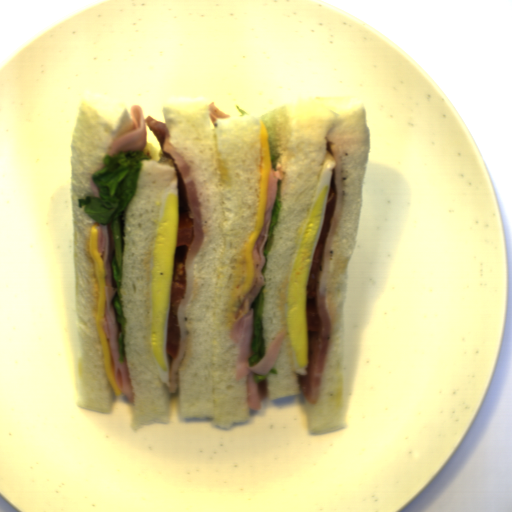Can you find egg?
Segmentation results:
<instances>
[{
  "label": "egg",
  "instance_id": "egg-1",
  "mask_svg": "<svg viewBox=\"0 0 512 512\" xmlns=\"http://www.w3.org/2000/svg\"><path fill=\"white\" fill-rule=\"evenodd\" d=\"M337 161L326 150L315 192L309 208L295 232L290 269L284 287V311L288 329L292 364L300 375L309 366L306 320V285L322 229L330 194L332 168Z\"/></svg>",
  "mask_w": 512,
  "mask_h": 512
},
{
  "label": "egg",
  "instance_id": "egg-2",
  "mask_svg": "<svg viewBox=\"0 0 512 512\" xmlns=\"http://www.w3.org/2000/svg\"><path fill=\"white\" fill-rule=\"evenodd\" d=\"M178 217V176H175L159 195L150 276V351L162 382L169 387L167 329Z\"/></svg>",
  "mask_w": 512,
  "mask_h": 512
}]
</instances>
